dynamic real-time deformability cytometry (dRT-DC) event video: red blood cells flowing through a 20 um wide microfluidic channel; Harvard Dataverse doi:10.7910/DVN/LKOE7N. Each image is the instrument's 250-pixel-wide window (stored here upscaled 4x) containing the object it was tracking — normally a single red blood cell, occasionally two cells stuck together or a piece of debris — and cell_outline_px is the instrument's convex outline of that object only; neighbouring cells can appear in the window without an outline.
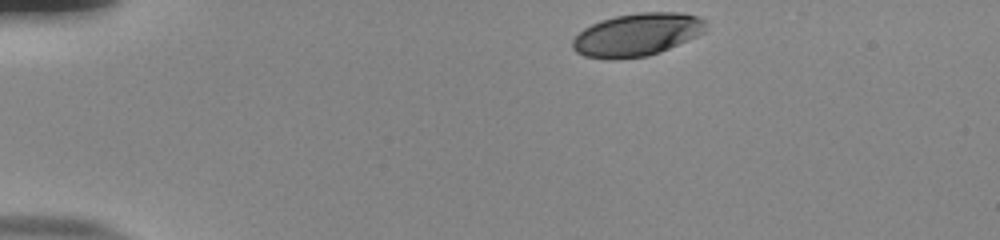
{"species": "human", "species_latin": "Homo sapiens", "temperature_condition": "room temperature", "stored_images_in_passage": 37, "camera_frame_rate_fps": 3000, "um_per_image_px": 0.085, "donor": {"sex": "male"}, "frame": {"image": 1, "passage_image": 1, "time_ms": 0.0, "image_size_px": [1000, 240], "cell_outline_px": [[704, 32], [696, 36], [660, 52], [648, 56], [616, 60], [608, 60], [584, 56], [576, 52], [572, 48], [572, 40], [584, 28], [600, 20], [616, 16], [640, 12], [680, 12], [700, 16], [704, 20]], "centroid_in_image_um": [54.11, 2.96], "position_along_channel_um": 30.9, "area_um2": 33.35}}
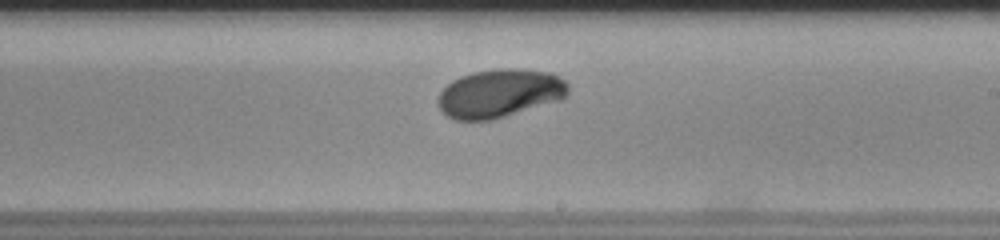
{"frame": {"image": 2, "passage_image": 24, "time_ms": 7.667, "image_size_px": [1000, 240], "cell_outline_px": [[568, 92], [560, 100], [492, 120], [456, 120], [448, 116], [440, 108], [436, 100], [440, 92], [452, 80], [460, 76], [472, 72], [496, 68], [520, 68], [552, 72], [564, 80], [568, 84]], "centroid_in_image_um": [42.47, 7.91], "position_along_channel_um": 246.5, "area_um2": 36.88}}
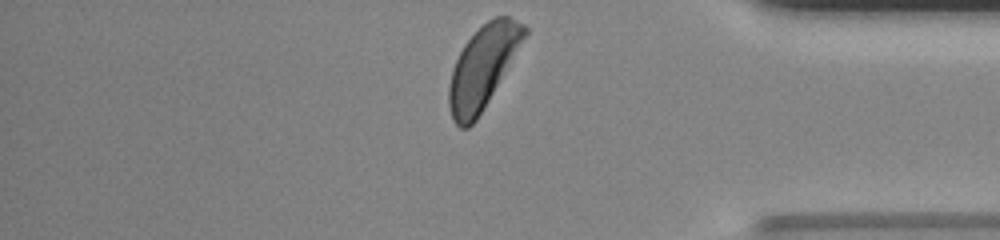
{"frame": {"image": 3, "passage_image": 37, "time_ms": 12.0, "image_size_px": [1000, 240], "cell_outline_px": [[528, 32], [484, 108], [476, 120], [468, 128], [460, 128], [452, 120], [448, 104], [448, 88], [452, 68], [464, 44], [488, 20], [496, 16], [508, 16], [524, 24], [528, 28]], "centroid_in_image_um": [41.01, 5.73], "position_along_channel_um": 394.2, "area_um2": 35.66}, "authors_computed_cell_mechanics": {"area_um2": 35.7782, "velocity_mm_per_s": 3.809, "shape_relaxation_time_tau1_ms": 4.5614, "shape_relaxation_time_tau2_ms": null, "deformation_change_tau1": 0.208, "deformation_change_tau2": null}}